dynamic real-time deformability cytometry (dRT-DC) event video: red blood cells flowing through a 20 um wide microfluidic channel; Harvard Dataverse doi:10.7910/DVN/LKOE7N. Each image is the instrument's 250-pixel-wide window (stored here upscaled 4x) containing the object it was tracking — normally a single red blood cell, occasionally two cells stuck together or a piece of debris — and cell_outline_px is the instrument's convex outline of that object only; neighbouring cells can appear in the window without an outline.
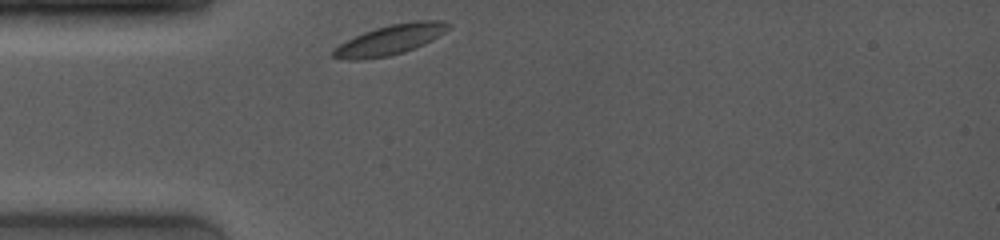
{"species": "common noctule bat (a hibernating species)", "species_latin": "Nyctalus noctula", "temperature_condition": "room temperature", "stored_images_in_passage": 1, "camera_frame_rate_fps": 4000, "um_per_image_px": 0.085, "animal": {"sex": "female", "body_mass_g": 19.0, "forearm_length_mm": 53.3}, "frame": {"image": 1, "passage_image": 1, "time_ms": 0.0, "image_size_px": [1000, 240], "cell_outline_px": [[452, 24], [444, 32], [432, 40], [424, 44], [404, 52], [388, 56], [360, 60], [348, 60], [332, 56], [332, 48], [364, 32], [388, 24], [416, 20], [440, 20]], "centroid_in_image_um": [33.16, 3.37], "position_along_channel_um": 51.8, "area_um2": 20.06}}